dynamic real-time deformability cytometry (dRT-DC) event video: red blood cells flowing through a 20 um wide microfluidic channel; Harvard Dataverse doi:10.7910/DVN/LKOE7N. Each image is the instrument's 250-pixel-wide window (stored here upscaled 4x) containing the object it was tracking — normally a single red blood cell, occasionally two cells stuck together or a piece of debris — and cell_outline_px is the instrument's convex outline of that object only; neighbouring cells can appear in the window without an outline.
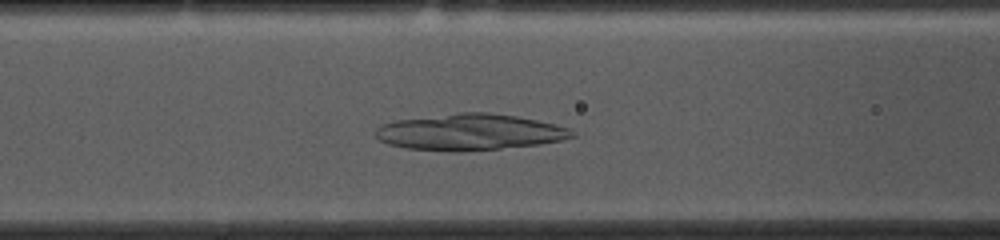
{"species": "common noctule bat (a hibernating species)", "species_latin": "Nyctalus noctula", "temperature_condition": "cold", "stored_images_in_passage": 35, "camera_frame_rate_fps": 3000, "um_per_image_px": 0.085, "animal": {"sex": "female", "body_mass_g": 10.0, "forearm_length_mm": 53.1}, "frame": {"image": 1, "passage_image": 12, "time_ms": 3.667, "image_size_px": [1000, 240], "cell_outline_px": [[576, 136], [564, 140], [536, 144], [500, 148], [456, 152], [448, 152], [404, 148], [388, 144], [380, 140], [376, 136], [376, 128], [384, 124], [396, 120], [460, 112], [488, 112], [516, 116], [556, 124], [568, 128], [576, 132]], "centroid_in_image_um": [39.93, 11.23], "position_along_channel_um": 126.7, "area_um2": 41.56}}
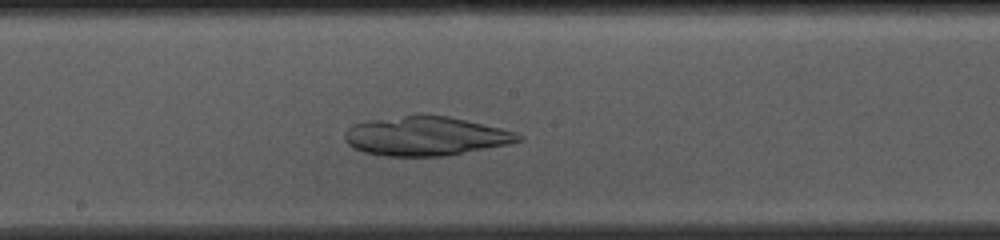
{"frame": {"image": 2, "passage_image": 19, "time_ms": 6.0, "image_size_px": [1000, 240], "cell_outline_px": [[524, 140], [508, 144], [448, 156], [384, 156], [364, 152], [348, 144], [344, 140], [344, 132], [352, 124], [368, 120], [404, 116], [448, 116], [500, 128], [524, 136]], "centroid_in_image_um": [36.16, 11.59], "position_along_channel_um": 212.0, "area_um2": 39.25}}
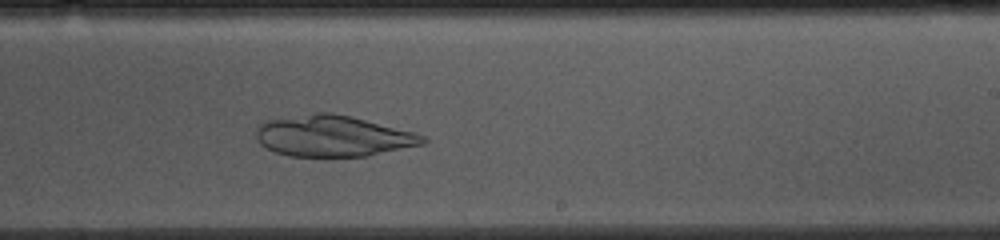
{"frame": {"image": 3, "passage_image": 23, "time_ms": 7.333, "image_size_px": [1000, 240], "cell_outline_px": [[428, 140], [424, 144], [368, 156], [288, 156], [276, 152], [260, 144], [256, 136], [256, 128], [260, 124], [268, 120], [316, 112], [332, 112], [416, 132], [424, 136]], "centroid_in_image_um": [28.32, 11.56], "position_along_channel_um": 260.7, "area_um2": 39.82}}